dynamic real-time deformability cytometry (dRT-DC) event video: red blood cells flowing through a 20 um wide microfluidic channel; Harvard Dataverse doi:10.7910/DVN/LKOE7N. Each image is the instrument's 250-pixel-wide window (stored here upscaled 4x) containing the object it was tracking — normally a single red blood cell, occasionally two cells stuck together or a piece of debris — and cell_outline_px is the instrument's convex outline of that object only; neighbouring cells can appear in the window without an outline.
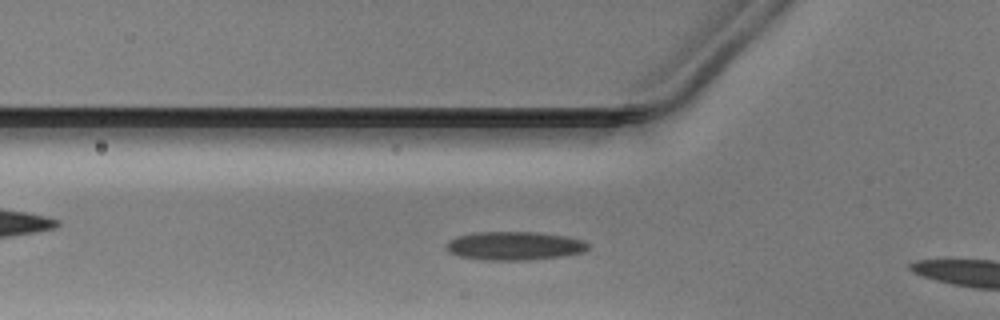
{"species": "Egyptian fruit bat (a non-hibernating species)", "species_latin": "Rousettus aegyptiacus", "temperature_condition": "warm", "stored_images_in_passage": 5, "camera_frame_rate_fps": 3000, "um_per_image_px": 0.085, "animal": {"sex": "male"}, "frame": {"image": 1, "passage_image": 3, "time_ms": 0.667, "image_size_px": [1000, 320], "cell_outline_px": [[592, 244], [584, 252], [564, 256], [528, 260], [484, 260], [460, 256], [452, 252], [448, 248], [448, 240], [456, 236], [472, 232], [540, 232], [568, 236], [584, 240]], "centroid_in_image_um": [43.81, 20.88], "position_along_channel_um": 82.0, "area_um2": 23.81}}